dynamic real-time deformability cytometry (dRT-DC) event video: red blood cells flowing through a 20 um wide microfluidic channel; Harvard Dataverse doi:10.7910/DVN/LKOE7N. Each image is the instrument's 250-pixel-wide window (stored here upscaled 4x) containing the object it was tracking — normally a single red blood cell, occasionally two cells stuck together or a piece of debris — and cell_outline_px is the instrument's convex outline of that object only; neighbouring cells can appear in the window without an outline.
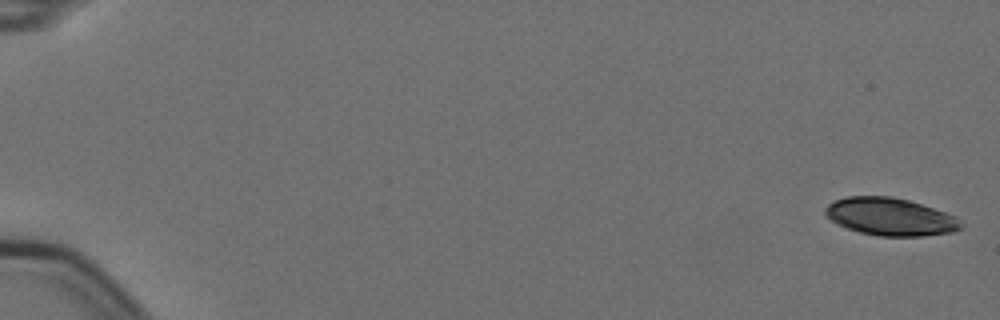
{"species": "Egyptian fruit bat (a non-hibernating species)", "species_latin": "Rousettus aegyptiacus", "temperature_condition": "cold", "stored_images_in_passage": 6, "segment_of_instrument_passage": [1, 2], "camera_frame_rate_fps": 3000, "um_per_image_px": 0.085, "animal": {"sex": "female"}, "frame": {"image": 1, "passage_image": 1, "time_ms": 0.0, "image_size_px": [1000, 320], "cell_outline_px": [[964, 228], [956, 232], [924, 236], [876, 236], [860, 232], [836, 224], [824, 212], [824, 208], [828, 204], [836, 200], [848, 196], [892, 196], [908, 200], [956, 216], [964, 224]], "centroid_in_image_um": [75.72, 18.43], "position_along_channel_um": 9.3, "area_um2": 29.88}}
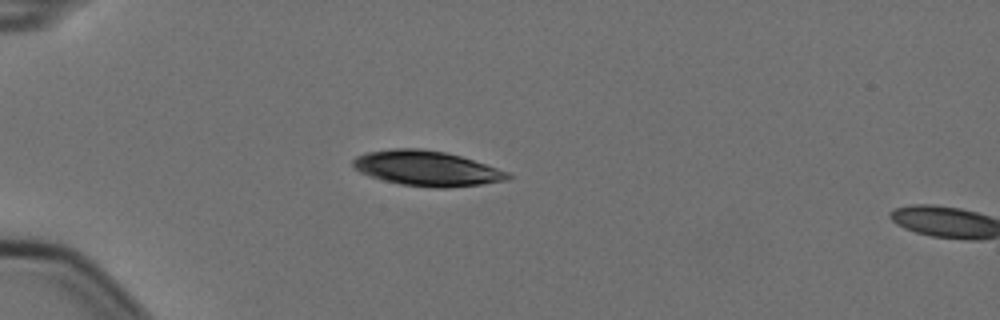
{"frame": {"image": 2, "passage_image": 5, "time_ms": 1.333, "image_size_px": [1000, 320], "cell_outline_px": [[512, 176], [508, 180], [480, 184], [448, 188], [432, 188], [400, 184], [368, 176], [360, 172], [352, 164], [352, 160], [356, 156], [364, 152], [392, 148], [420, 148], [444, 152], [460, 156], [508, 172]], "centroid_in_image_um": [36.23, 14.31], "position_along_channel_um": 48.8, "area_um2": 31.62}}